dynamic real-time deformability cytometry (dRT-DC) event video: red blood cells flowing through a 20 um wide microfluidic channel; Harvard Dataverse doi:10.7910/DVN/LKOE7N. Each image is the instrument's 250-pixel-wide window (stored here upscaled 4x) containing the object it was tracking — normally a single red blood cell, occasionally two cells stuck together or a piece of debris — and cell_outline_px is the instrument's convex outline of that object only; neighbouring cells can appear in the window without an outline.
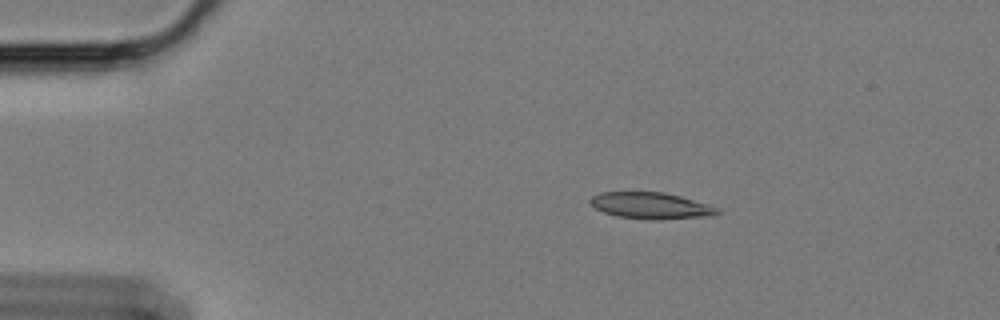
{"species": "Egyptian fruit bat (a non-hibernating species)", "species_latin": "Rousettus aegyptiacus", "temperature_condition": "cold", "stored_images_in_passage": 49, "camera_frame_rate_fps": 3000, "um_per_image_px": 0.085, "animal": {"sex": "female"}, "frame": {"image": 1, "passage_image": 1, "time_ms": 0.0, "image_size_px": [1000, 320], "cell_outline_px": [[720, 212], [712, 216], [616, 216], [604, 212], [596, 208], [588, 200], [592, 196], [600, 192], [664, 192], [680, 196], [720, 208]], "centroid_in_image_um": [55.27, 17.4], "position_along_channel_um": 29.7, "area_um2": 18.15}}
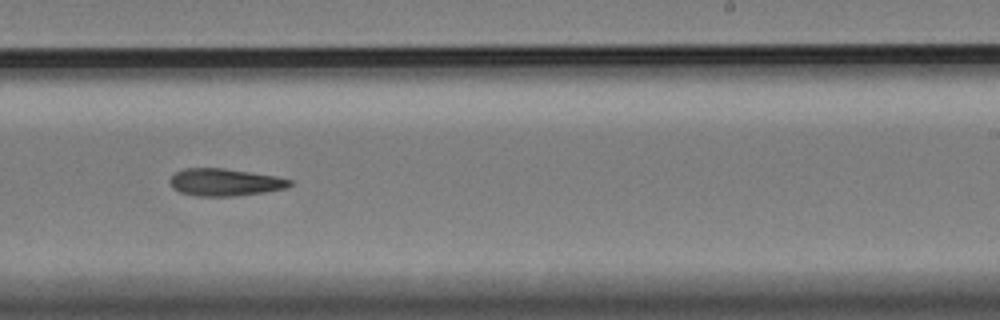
{"frame": {"image": 2, "passage_image": 27, "time_ms": 8.667, "image_size_px": [1000, 320], "cell_outline_px": [[292, 184], [284, 188], [264, 192], [236, 196], [196, 196], [180, 192], [172, 188], [168, 180], [176, 172], [184, 168], [224, 168], [276, 176], [292, 180]], "centroid_in_image_um": [19.08, 15.49], "position_along_channel_um": 269.9, "area_um2": 19.07}}
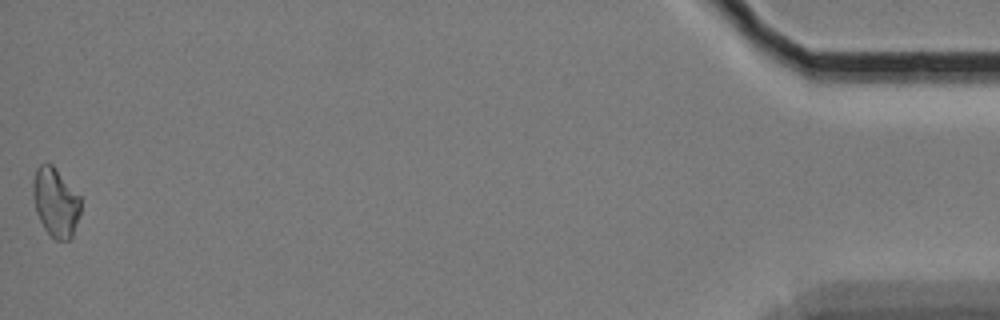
{"frame": {"image": 3, "passage_image": 49, "time_ms": 16.0, "image_size_px": [1000, 320], "cell_outline_px": [[80, 212], [72, 236], [68, 240], [56, 240], [44, 228], [36, 212], [32, 196], [32, 180], [36, 168], [40, 164], [52, 164], [80, 196]], "centroid_in_image_um": [4.7, 17.18], "position_along_channel_um": 430.5, "area_um2": 19.07}, "authors_computed_cell_mechanics": {"area_um2": 19.2474, "velocity_mm_per_s": 3.4124, "shape_relaxation_time_tau1_ms": 10.4117, "shape_relaxation_time_tau2_ms": null, "deformation_change_tau1": 0.1654, "deformation_change_tau2": null}}